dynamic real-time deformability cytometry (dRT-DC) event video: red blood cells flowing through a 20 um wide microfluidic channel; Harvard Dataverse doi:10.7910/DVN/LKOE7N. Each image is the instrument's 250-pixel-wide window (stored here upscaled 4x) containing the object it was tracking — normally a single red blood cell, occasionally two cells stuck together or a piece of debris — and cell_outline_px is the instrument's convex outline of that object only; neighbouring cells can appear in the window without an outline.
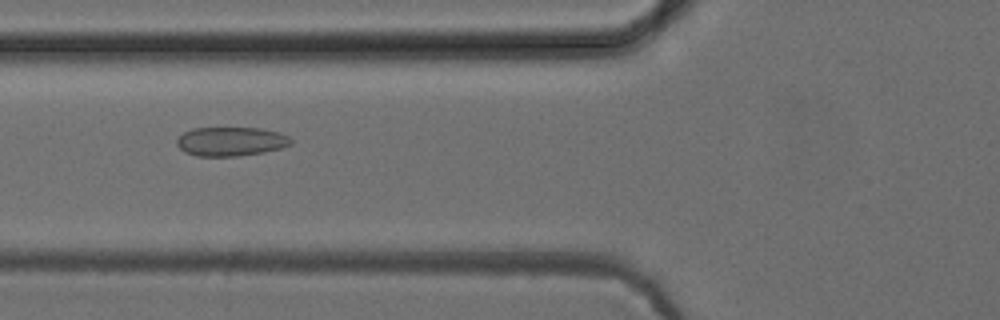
{"species": "common noctule bat (a hibernating species)", "species_latin": "Nyctalus noctula", "temperature_condition": "cold", "stored_images_in_passage": 52, "camera_frame_rate_fps": 3000, "um_per_image_px": 0.085, "animal": {"sex": "female", "body_mass_g": 24.6, "forearm_length_mm": 56.2}, "frame": {"image": 1, "passage_image": 20, "time_ms": 6.333, "image_size_px": [1000, 320], "cell_outline_px": [[292, 144], [280, 148], [264, 152], [236, 156], [196, 156], [184, 152], [176, 144], [176, 140], [184, 132], [192, 128], [260, 128], [280, 132], [288, 136], [292, 140]], "centroid_in_image_um": [19.62, 12.02], "position_along_channel_um": 106.2, "area_um2": 19.36}}
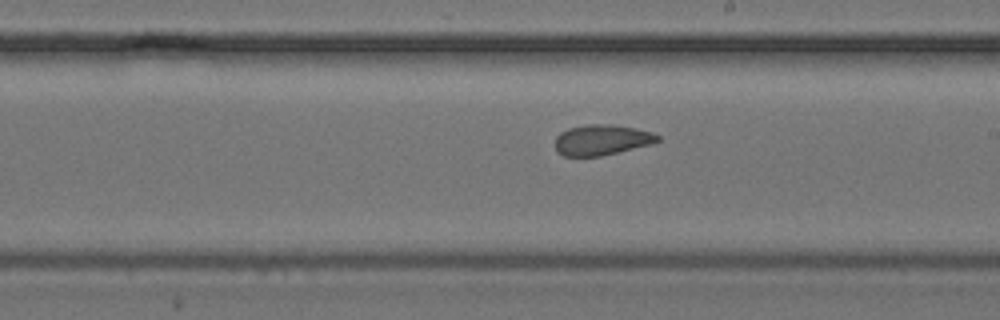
{"frame": {"image": 2, "passage_image": 30, "time_ms": 9.667, "image_size_px": [1000, 320], "cell_outline_px": [[660, 140], [652, 144], [600, 156], [564, 156], [556, 152], [556, 136], [560, 132], [568, 128], [588, 124], [612, 124], [652, 132], [660, 136]], "centroid_in_image_um": [51.13, 11.89], "position_along_channel_um": 237.9, "area_um2": 18.21}}
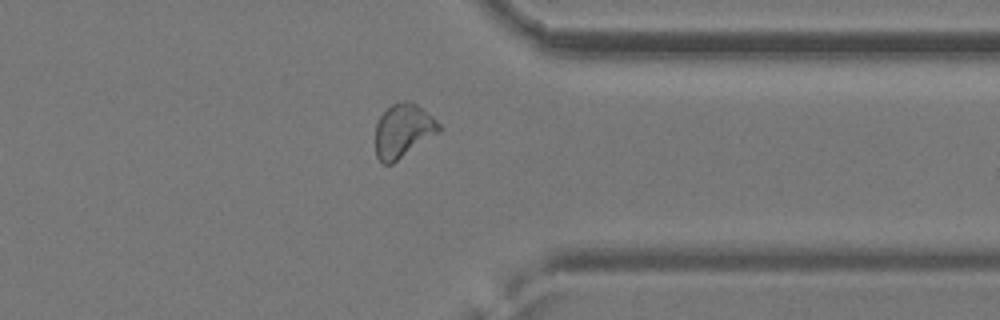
{"frame": {"image": 3, "passage_image": 41, "time_ms": 13.333, "image_size_px": [1000, 320], "cell_outline_px": [[440, 132], [392, 164], [384, 164], [376, 156], [376, 124], [380, 116], [392, 104], [416, 104], [432, 116], [440, 124]], "centroid_in_image_um": [34.26, 11.16], "position_along_channel_um": 377.1, "area_um2": 19.36}}